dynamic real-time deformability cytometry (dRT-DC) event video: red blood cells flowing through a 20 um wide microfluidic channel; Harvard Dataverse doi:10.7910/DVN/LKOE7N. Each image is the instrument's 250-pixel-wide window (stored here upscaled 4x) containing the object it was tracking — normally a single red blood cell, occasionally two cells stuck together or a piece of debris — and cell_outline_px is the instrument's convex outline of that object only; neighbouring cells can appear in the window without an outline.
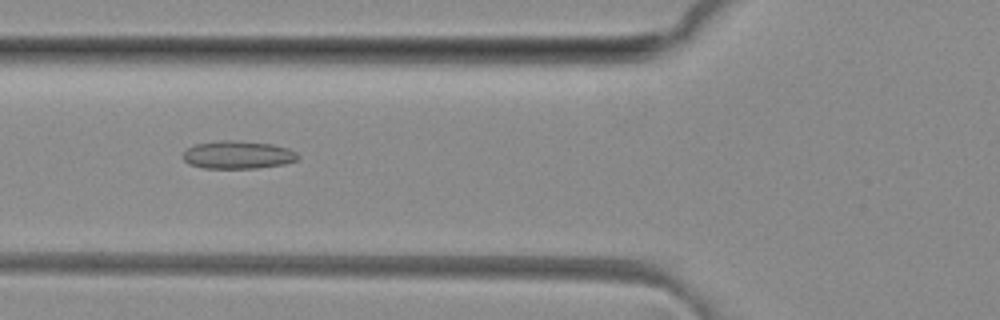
{"species": "common noctule bat (a hibernating species)", "species_latin": "Nyctalus noctula", "temperature_condition": "room temperature", "stored_images_in_passage": 49, "camera_frame_rate_fps": 3000, "um_per_image_px": 0.085, "animal": {"sex": "female", "body_mass_g": 29.2, "forearm_length_mm": 56.3}, "frame": {"image": 1, "passage_image": 18, "time_ms": 5.667, "image_size_px": [1000, 320], "cell_outline_px": [[300, 156], [296, 160], [284, 164], [256, 168], [204, 168], [188, 164], [184, 160], [184, 152], [188, 148], [196, 144], [220, 140], [236, 140], [272, 144], [288, 148], [296, 152]], "centroid_in_image_um": [20.23, 13.16], "position_along_channel_um": 105.6, "area_um2": 18.67}}
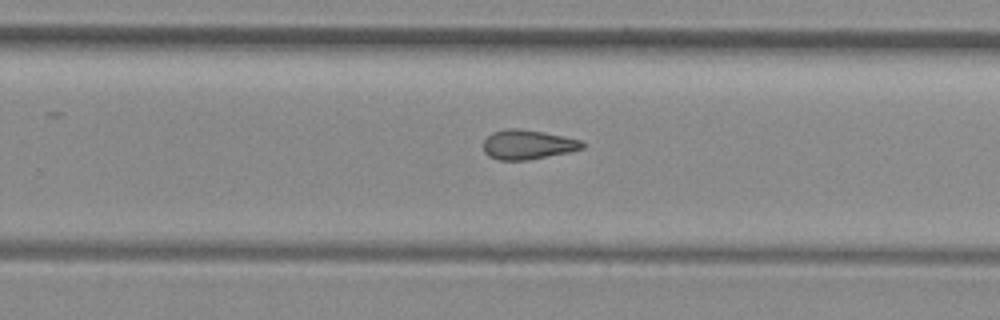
{"frame": {"image": 2, "passage_image": 31, "time_ms": 10.0, "image_size_px": [1000, 320], "cell_outline_px": [[584, 148], [568, 152], [528, 160], [496, 160], [488, 156], [484, 152], [484, 140], [492, 132], [508, 128], [516, 128], [544, 132], [564, 136], [580, 140], [584, 144]], "centroid_in_image_um": [44.83, 12.29], "position_along_channel_um": 285.0, "area_um2": 16.99}}
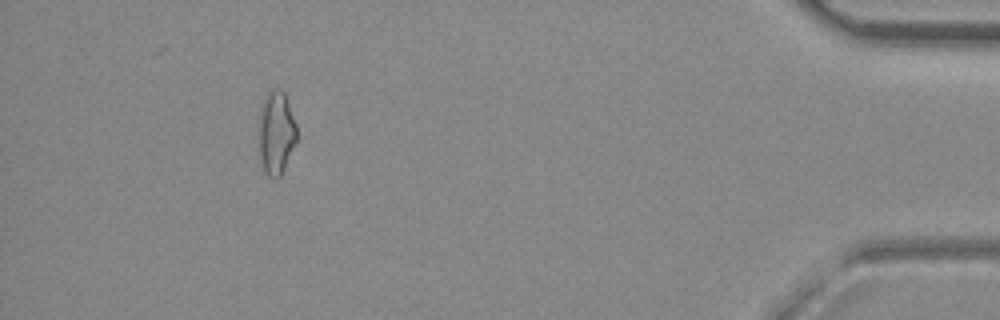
{"frame": {"image": 3, "passage_image": 45, "time_ms": 14.667, "image_size_px": [1000, 320], "cell_outline_px": [[296, 140], [284, 168], [280, 176], [276, 180], [268, 176], [264, 172], [260, 156], [260, 124], [264, 100], [268, 92], [272, 88], [280, 88], [284, 92], [296, 124]], "centroid_in_image_um": [23.49, 11.31], "position_along_channel_um": 411.7, "area_um2": 17.86}, "authors_computed_cell_mechanics": {"area_um2": 17.918, "velocity_mm_per_s": 4.1405, "shape_relaxation_time_tau1_ms": null, "shape_relaxation_time_tau2_ms": 2.8355, "deformation_change_tau1": null, "deformation_change_tau2": 0.1154}}